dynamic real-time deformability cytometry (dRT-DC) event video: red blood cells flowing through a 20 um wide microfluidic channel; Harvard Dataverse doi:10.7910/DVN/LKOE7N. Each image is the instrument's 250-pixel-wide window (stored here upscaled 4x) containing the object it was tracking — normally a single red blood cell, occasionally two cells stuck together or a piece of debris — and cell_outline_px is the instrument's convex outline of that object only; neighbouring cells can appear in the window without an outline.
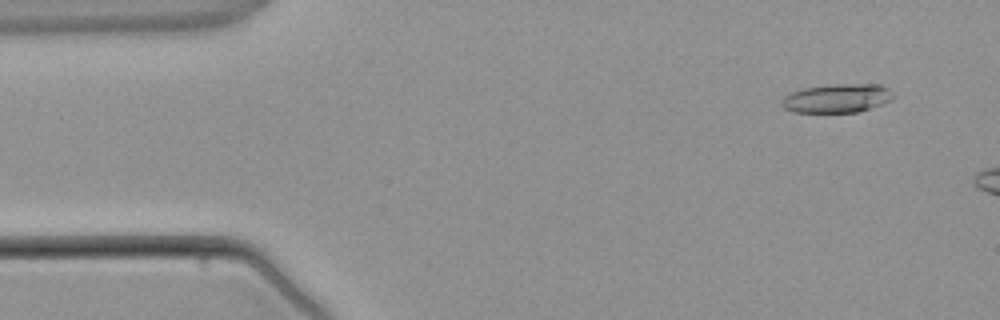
{"species": "common noctule bat (a hibernating species)", "species_latin": "Nyctalus noctula", "temperature_condition": "warm", "stored_images_in_passage": 4, "camera_frame_rate_fps": 3000, "um_per_image_px": 0.085, "animal": {"sex": "male", "body_mass_g": 21.5, "forearm_length_mm": 52.0}, "frame": {"image": 1, "passage_image": 1, "time_ms": 0.0, "image_size_px": [1000, 320], "cell_outline_px": [[896, 96], [892, 100], [860, 112], [792, 112], [784, 108], [780, 104], [784, 96], [792, 92], [804, 88], [832, 84], [880, 84], [888, 88]], "centroid_in_image_um": [71.18, 8.35], "position_along_channel_um": 13.8, "area_um2": 18.84}}